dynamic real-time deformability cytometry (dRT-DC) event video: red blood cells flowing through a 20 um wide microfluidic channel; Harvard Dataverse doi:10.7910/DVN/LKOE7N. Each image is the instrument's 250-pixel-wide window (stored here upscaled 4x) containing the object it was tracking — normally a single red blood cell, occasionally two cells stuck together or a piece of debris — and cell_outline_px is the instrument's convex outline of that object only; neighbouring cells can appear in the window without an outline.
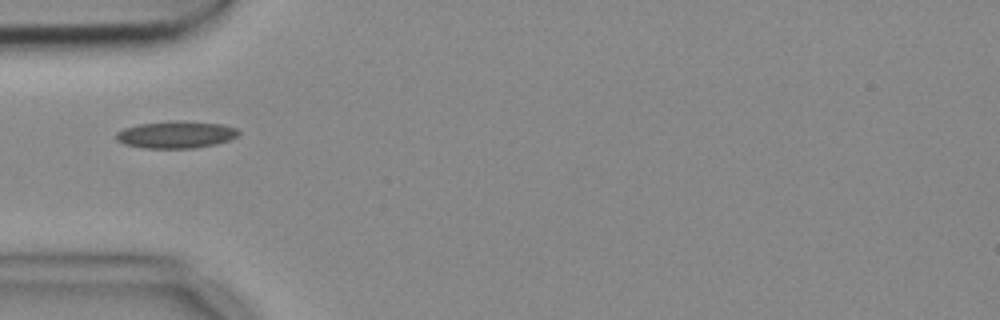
{"species": "common noctule bat (a hibernating species)", "species_latin": "Nyctalus noctula", "temperature_condition": "cold", "stored_images_in_passage": 38, "camera_frame_rate_fps": 3000, "um_per_image_px": 0.085, "animal": {"sex": "female", "body_mass_g": 18.4}, "frame": {"image": 1, "passage_image": 1, "time_ms": 0.0, "image_size_px": [1000, 320], "cell_outline_px": [[240, 132], [236, 136], [228, 140], [216, 144], [192, 148], [148, 148], [124, 144], [116, 140], [116, 132], [124, 128], [140, 124], [168, 120], [184, 120], [220, 124], [236, 128]], "centroid_in_image_um": [14.94, 11.43], "position_along_channel_um": 70.1, "area_um2": 19.36}}
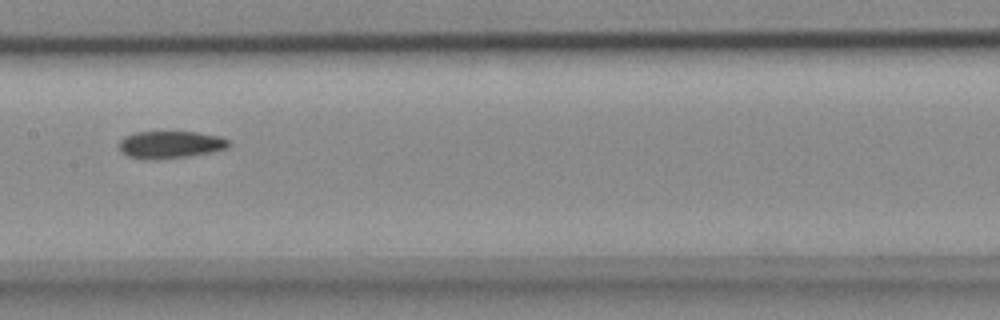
{"frame": {"image": 2, "passage_image": 11, "time_ms": 3.333, "image_size_px": [1000, 320], "cell_outline_px": [[228, 148], [208, 152], [184, 156], [128, 156], [120, 148], [120, 140], [124, 136], [132, 132], [196, 132], [220, 136], [228, 140]], "centroid_in_image_um": [14.52, 12.22], "position_along_channel_um": 192.9, "area_um2": 16.3}}
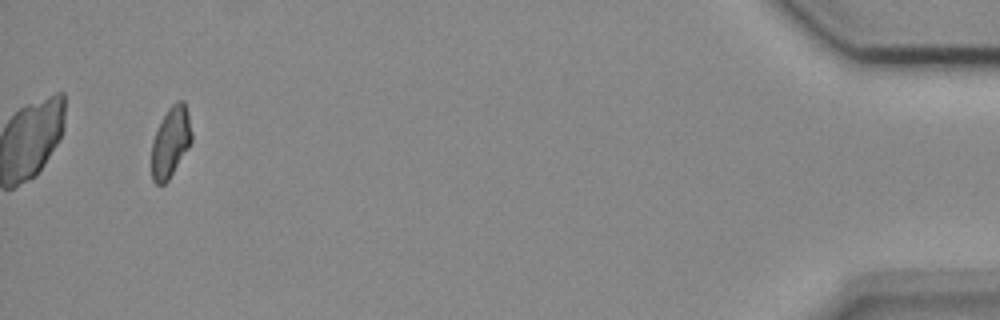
{"frame": {"image": 3, "passage_image": 36, "time_ms": 11.667, "image_size_px": [1000, 320], "cell_outline_px": [[192, 140], [188, 148], [168, 180], [164, 184], [156, 184], [152, 180], [152, 140], [168, 108], [176, 100], [184, 100], [188, 112], [192, 132]], "centroid_in_image_um": [14.51, 12.05], "position_along_channel_um": 420.7, "area_um2": 16.3}}